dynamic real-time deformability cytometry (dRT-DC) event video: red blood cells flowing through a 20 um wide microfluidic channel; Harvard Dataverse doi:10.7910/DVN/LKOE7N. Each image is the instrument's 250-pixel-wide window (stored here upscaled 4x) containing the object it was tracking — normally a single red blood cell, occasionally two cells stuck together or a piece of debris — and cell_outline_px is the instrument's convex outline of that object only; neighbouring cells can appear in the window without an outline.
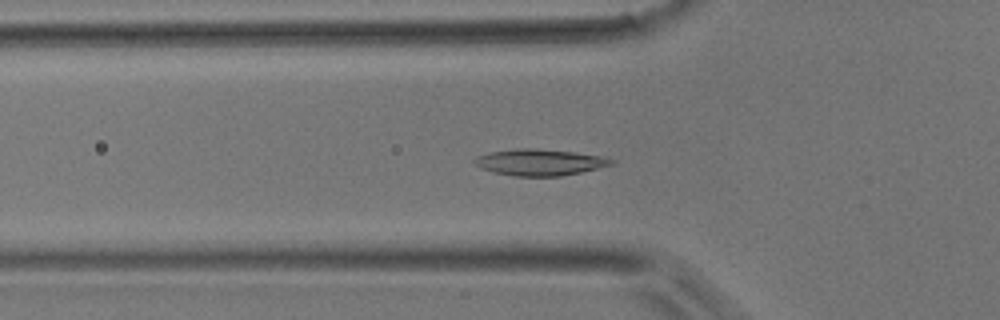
{"species": "common noctule bat (a hibernating species)", "species_latin": "Nyctalus noctula", "temperature_condition": "room temperature", "stored_images_in_passage": 42, "camera_frame_rate_fps": 3000, "um_per_image_px": 0.085, "animal": {"sex": "male", "body_mass_g": 17.9}, "frame": {"image": 1, "passage_image": 11, "time_ms": 3.333, "image_size_px": [1000, 320], "cell_outline_px": [[616, 164], [580, 172], [560, 176], [512, 176], [492, 172], [480, 168], [472, 160], [476, 156], [488, 152], [516, 148], [532, 148], [576, 152], [600, 156], [616, 160]], "centroid_in_image_um": [45.85, 13.79], "position_along_channel_um": 79.9, "area_um2": 21.21}}
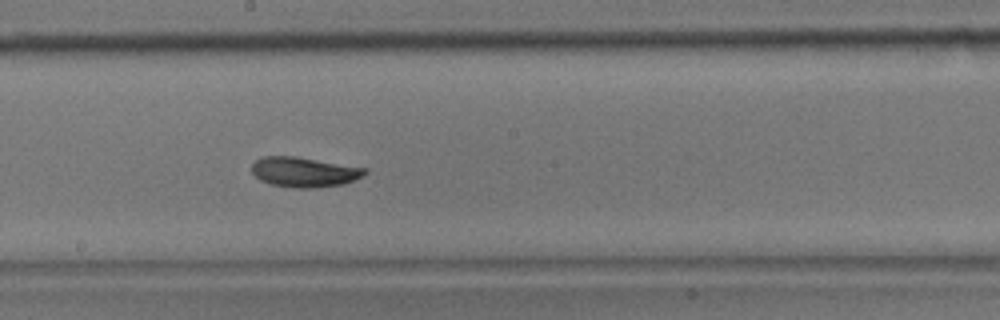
{"frame": {"image": 2, "passage_image": 21, "time_ms": 6.667, "image_size_px": [1000, 320], "cell_outline_px": [[368, 172], [364, 176], [344, 184], [312, 188], [296, 188], [272, 184], [260, 180], [252, 172], [252, 164], [260, 156], [296, 156], [368, 168]], "centroid_in_image_um": [25.89, 14.61], "position_along_channel_um": 222.3, "area_um2": 19.88}}
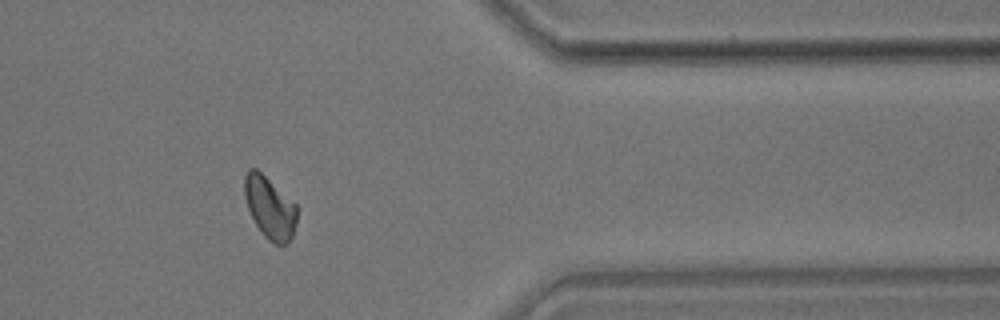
{"frame": {"image": 3, "passage_image": 34, "time_ms": 11.0, "image_size_px": [1000, 320], "cell_outline_px": [[300, 208], [296, 224], [292, 236], [284, 244], [276, 244], [268, 240], [264, 236], [256, 224], [248, 208], [244, 196], [244, 176], [248, 168], [256, 168], [296, 204]], "centroid_in_image_um": [22.94, 17.63], "position_along_channel_um": 388.5, "area_um2": 18.96}}